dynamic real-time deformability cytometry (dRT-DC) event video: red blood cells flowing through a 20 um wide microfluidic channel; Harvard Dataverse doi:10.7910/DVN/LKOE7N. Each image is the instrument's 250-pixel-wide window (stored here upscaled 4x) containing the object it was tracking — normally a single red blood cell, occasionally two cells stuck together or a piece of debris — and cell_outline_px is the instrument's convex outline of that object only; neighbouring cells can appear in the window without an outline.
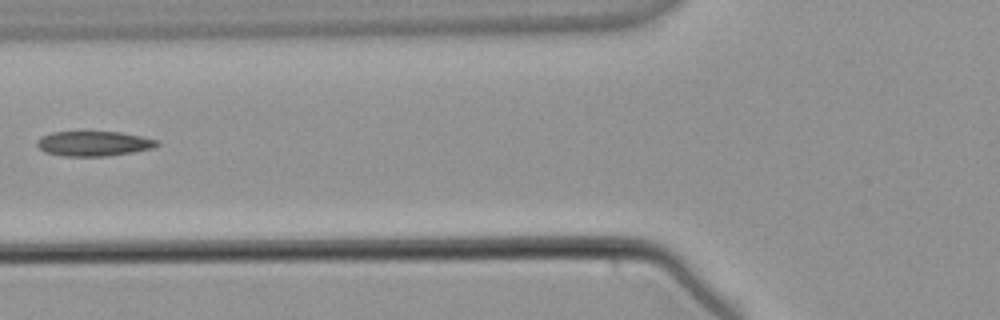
{"species": "common noctule bat (a hibernating species)", "species_latin": "Nyctalus noctula", "temperature_condition": "warm", "stored_images_in_passage": 23, "camera_frame_rate_fps": 3000, "um_per_image_px": 0.085, "animal": {"sex": "male", "body_mass_g": 21.5, "forearm_length_mm": 52.0}, "frame": {"image": 1, "passage_image": 2, "time_ms": 0.333, "image_size_px": [1000, 320], "cell_outline_px": [[160, 144], [152, 148], [132, 152], [108, 156], [64, 156], [44, 152], [36, 144], [36, 140], [40, 136], [52, 132], [120, 132], [160, 140]], "centroid_in_image_um": [7.95, 12.2], "position_along_channel_um": 117.8, "area_um2": 17.46}}
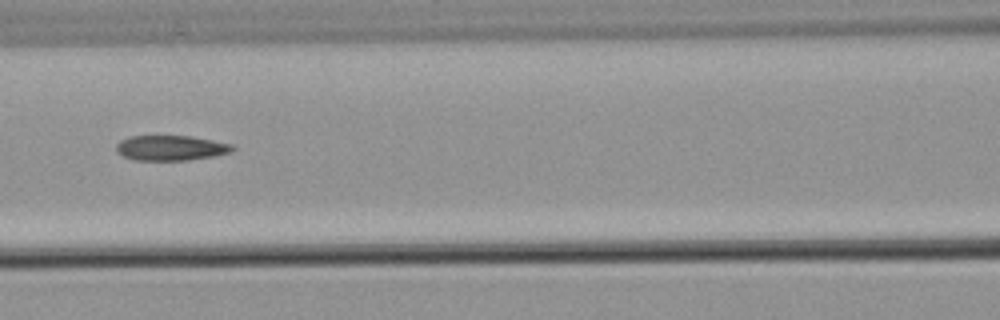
{"frame": {"image": 2, "passage_image": 5, "time_ms": 1.333, "image_size_px": [1000, 320], "cell_outline_px": [[236, 148], [232, 152], [212, 156], [188, 160], [132, 160], [116, 152], [116, 144], [120, 140], [128, 136], [192, 136], [232, 144]], "centroid_in_image_um": [14.5, 12.57], "position_along_channel_um": 152.1, "area_um2": 17.11}}
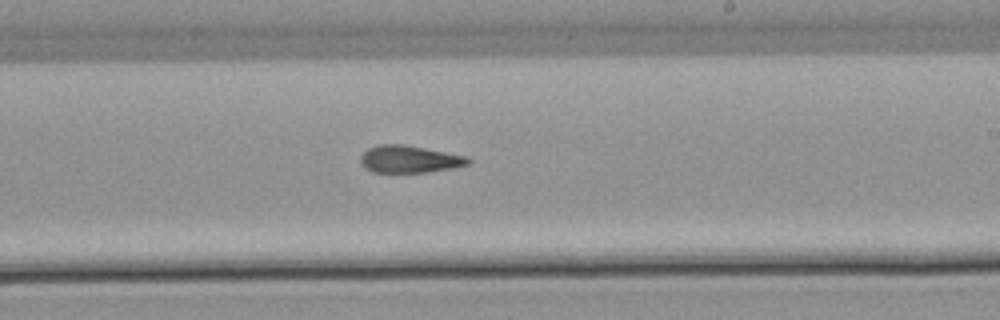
{"frame": {"image": 3, "passage_image": 14, "time_ms": 4.333, "image_size_px": [1000, 320], "cell_outline_px": [[472, 164], [452, 168], [428, 172], [372, 172], [364, 168], [360, 164], [360, 156], [368, 148], [376, 144], [404, 144], [468, 156], [472, 160]], "centroid_in_image_um": [34.81, 13.52], "position_along_channel_um": 254.2, "area_um2": 17.4}}